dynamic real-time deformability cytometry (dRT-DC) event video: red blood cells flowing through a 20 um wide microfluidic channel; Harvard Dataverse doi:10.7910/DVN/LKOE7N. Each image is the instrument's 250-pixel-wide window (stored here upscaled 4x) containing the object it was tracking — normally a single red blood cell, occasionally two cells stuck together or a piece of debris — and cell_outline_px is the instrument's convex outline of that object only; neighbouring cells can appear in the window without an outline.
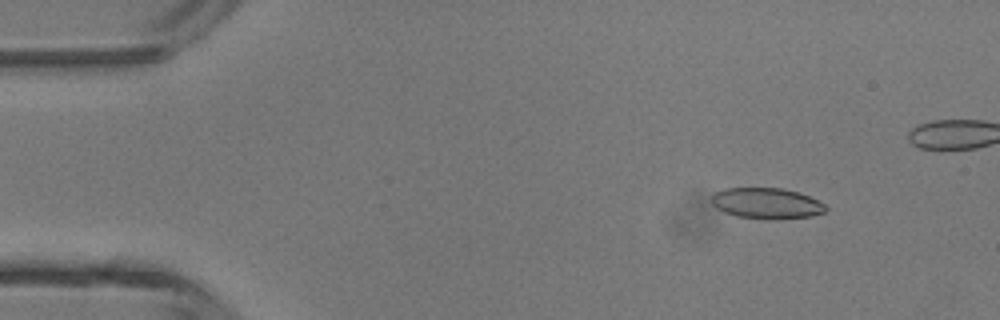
{"species": "common noctule bat (a hibernating species)", "species_latin": "Nyctalus noctula", "temperature_condition": "room temperature", "stored_images_in_passage": 42, "camera_frame_rate_fps": 3000, "um_per_image_px": 0.085, "animal": {"sex": "male", "body_mass_g": 13.3}, "frame": {"image": 1, "passage_image": 6, "time_ms": 1.667, "image_size_px": [1000, 320], "cell_outline_px": [[828, 208], [824, 212], [808, 216], [780, 220], [768, 220], [736, 216], [724, 212], [716, 208], [712, 204], [712, 196], [716, 192], [724, 188], [784, 188], [800, 192], [824, 204]], "centroid_in_image_um": [65.15, 17.29], "position_along_channel_um": 19.8, "area_um2": 20.69}}
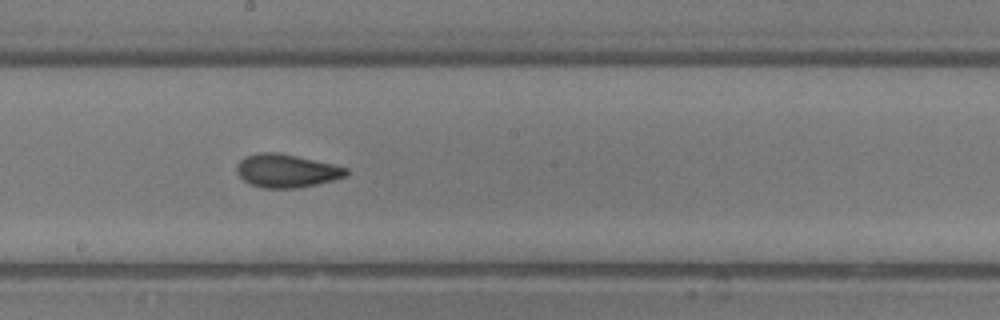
{"frame": {"image": 2, "passage_image": 26, "time_ms": 8.333, "image_size_px": [1000, 320], "cell_outline_px": [[348, 176], [316, 184], [296, 188], [264, 188], [252, 184], [244, 180], [236, 172], [236, 168], [240, 160], [256, 152], [276, 152], [296, 156], [332, 164], [348, 168]], "centroid_in_image_um": [24.35, 14.51], "position_along_channel_um": 223.8, "area_um2": 20.98}}
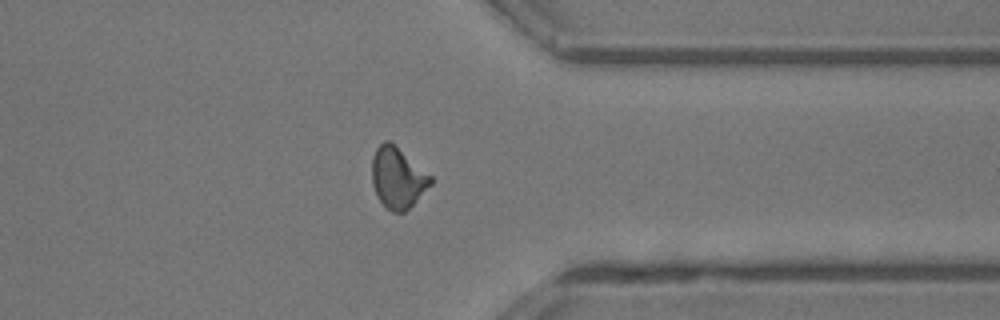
{"frame": {"image": 3, "passage_image": 37, "time_ms": 12.0, "image_size_px": [1000, 320], "cell_outline_px": [[432, 184], [404, 212], [392, 212], [376, 196], [372, 184], [372, 156], [376, 148], [384, 140], [388, 140], [432, 176]], "centroid_in_image_um": [33.78, 15.11], "position_along_channel_um": 377.6, "area_um2": 20.52}, "authors_computed_cell_mechanics": {"area_um2": 20.7213, "velocity_mm_per_s": 4.3797, "shape_relaxation_time_tau1_ms": 4.4455, "shape_relaxation_time_tau2_ms": 1.3351, "deformation_change_tau1": 0.1409, "deformation_change_tau2": 0.0649}}